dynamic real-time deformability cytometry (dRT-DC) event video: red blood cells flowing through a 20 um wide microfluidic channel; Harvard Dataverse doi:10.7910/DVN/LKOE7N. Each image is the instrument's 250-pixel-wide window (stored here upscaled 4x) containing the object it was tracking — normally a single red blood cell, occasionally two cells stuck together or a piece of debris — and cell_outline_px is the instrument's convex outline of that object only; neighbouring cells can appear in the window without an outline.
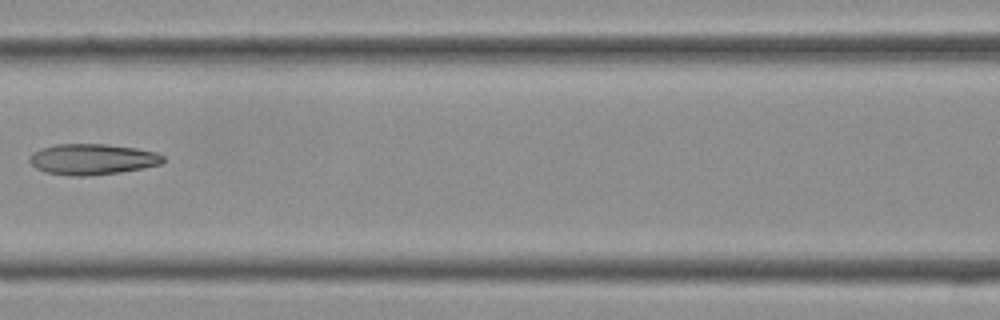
{"species": "Egyptian fruit bat (a non-hibernating species)", "species_latin": "Rousettus aegyptiacus", "temperature_condition": "cold", "stored_images_in_passage": 37, "camera_frame_rate_fps": 3000, "um_per_image_px": 0.085, "frame": {"image": 1, "passage_image": 16, "time_ms": 5.0, "image_size_px": [1000, 320], "cell_outline_px": [[164, 160], [160, 164], [144, 168], [120, 172], [88, 176], [68, 176], [44, 172], [36, 168], [28, 160], [28, 156], [32, 152], [40, 148], [56, 144], [104, 144], [136, 148], [156, 152], [164, 156]], "centroid_in_image_um": [7.81, 13.54], "position_along_channel_um": 158.8, "area_um2": 24.22}}
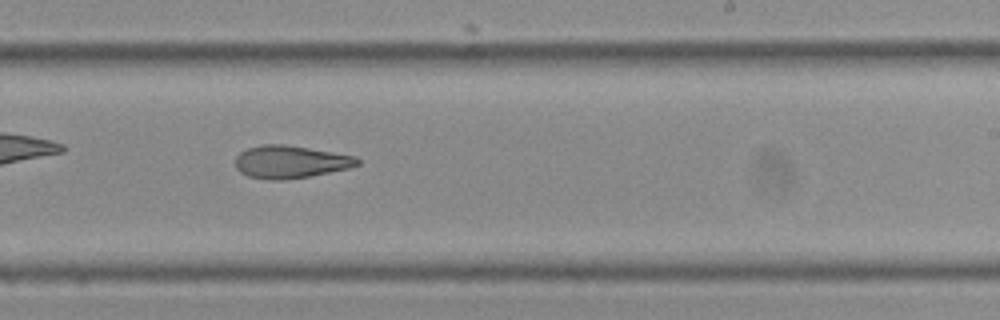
{"frame": {"image": 2, "passage_image": 22, "time_ms": 7.0, "image_size_px": [1000, 320], "cell_outline_px": [[360, 164], [348, 168], [308, 176], [284, 180], [272, 180], [248, 176], [240, 172], [236, 168], [236, 156], [240, 152], [248, 148], [264, 144], [284, 144], [356, 156], [360, 160]], "centroid_in_image_um": [24.67, 13.75], "position_along_channel_um": 264.3, "area_um2": 23.0}}
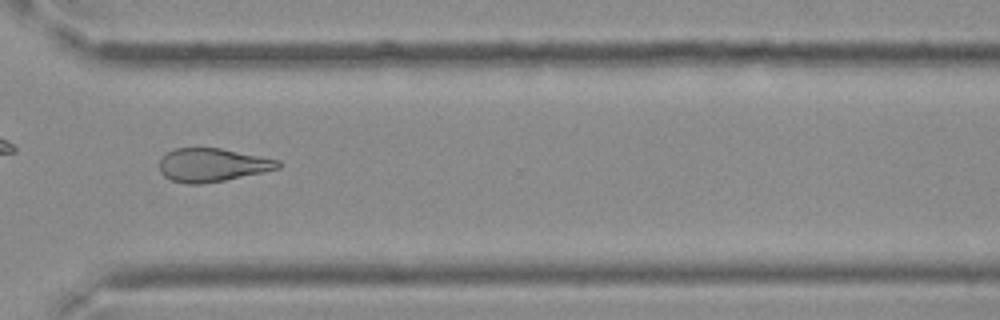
{"frame": {"image": 3, "passage_image": 27, "time_ms": 8.667, "image_size_px": [1000, 320], "cell_outline_px": [[280, 168], [264, 172], [224, 180], [200, 184], [188, 184], [172, 180], [164, 176], [160, 172], [160, 160], [168, 152], [176, 148], [220, 148], [280, 160]], "centroid_in_image_um": [18.05, 14.02], "position_along_channel_um": 352.5, "area_um2": 22.89}}